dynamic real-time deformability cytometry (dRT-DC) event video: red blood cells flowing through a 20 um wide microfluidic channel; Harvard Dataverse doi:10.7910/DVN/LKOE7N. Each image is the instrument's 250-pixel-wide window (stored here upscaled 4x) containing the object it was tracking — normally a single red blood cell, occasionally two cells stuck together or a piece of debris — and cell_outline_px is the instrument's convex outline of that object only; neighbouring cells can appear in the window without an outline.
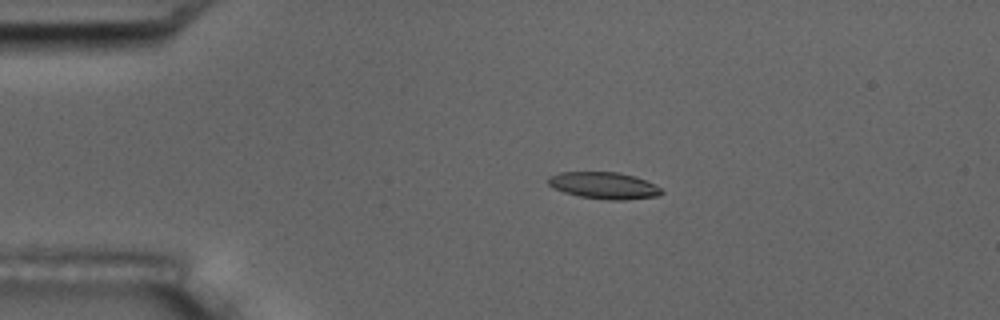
{"species": "common noctule bat (a hibernating species)", "species_latin": "Nyctalus noctula", "temperature_condition": "room temperature", "stored_images_in_passage": 6, "camera_frame_rate_fps": 3000, "um_per_image_px": 0.085, "animal": {"sex": "male", "body_mass_g": 17.5, "forearm_length_mm": 52.3}, "frame": {"image": 1, "passage_image": 4, "time_ms": 3.0, "image_size_px": [1000, 320], "cell_outline_px": [[664, 192], [660, 196], [624, 200], [608, 200], [580, 196], [564, 192], [552, 188], [548, 184], [548, 176], [560, 172], [616, 172], [632, 176], [644, 180], [660, 188]], "centroid_in_image_um": [51.3, 15.77], "position_along_channel_um": 33.7, "area_um2": 17.57}}
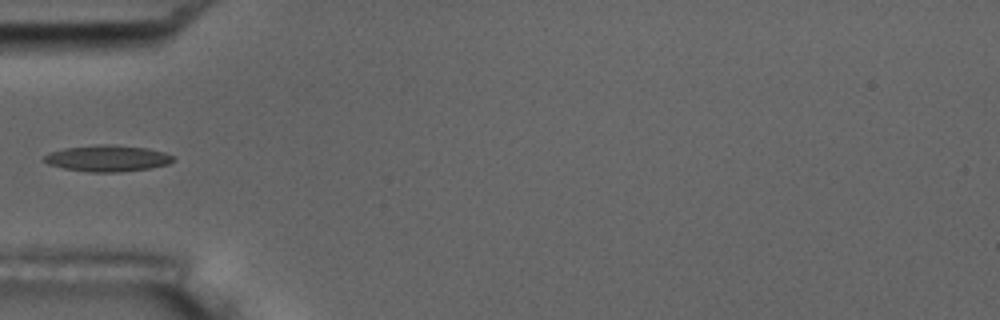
{"frame": {"image": 2, "passage_image": 6, "time_ms": 5.333, "image_size_px": [1000, 320], "cell_outline_px": [[176, 160], [168, 164], [152, 168], [120, 172], [88, 172], [64, 168], [48, 164], [40, 160], [44, 156], [52, 152], [64, 148], [100, 144], [112, 144], [148, 148], [164, 152], [172, 156]], "centroid_in_image_um": [9.14, 13.46], "position_along_channel_um": 75.9, "area_um2": 19.94}}